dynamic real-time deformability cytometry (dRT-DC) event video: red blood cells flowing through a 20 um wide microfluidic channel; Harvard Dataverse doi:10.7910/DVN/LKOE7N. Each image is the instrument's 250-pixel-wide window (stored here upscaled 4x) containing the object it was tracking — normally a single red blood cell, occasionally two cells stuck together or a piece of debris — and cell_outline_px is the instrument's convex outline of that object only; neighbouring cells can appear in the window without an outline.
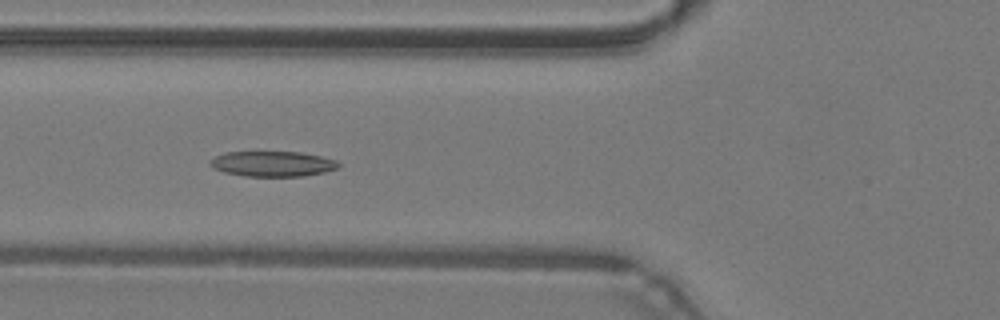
{"species": "common noctule bat (a hibernating species)", "species_latin": "Nyctalus noctula", "temperature_condition": "warm", "stored_images_in_passage": 32, "camera_frame_rate_fps": 3000, "um_per_image_px": 0.085, "animal": {"sex": "male", "body_mass_g": 19.2, "forearm_length_mm": 51.8}, "frame": {"image": 1, "passage_image": 7, "time_ms": 2.0, "image_size_px": [1000, 320], "cell_outline_px": [[340, 168], [324, 172], [300, 176], [244, 176], [224, 172], [212, 168], [208, 164], [216, 156], [224, 152], [300, 152], [320, 156], [336, 160], [340, 164]], "centroid_in_image_um": [23.17, 13.92], "position_along_channel_um": 102.6, "area_um2": 18.9}}
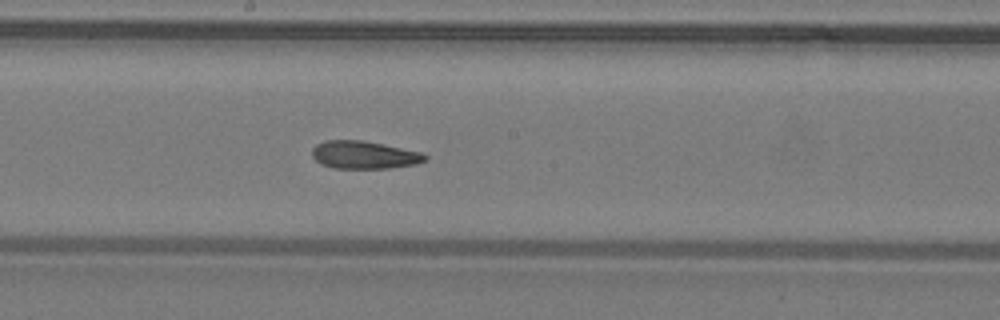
{"frame": {"image": 2, "passage_image": 15, "time_ms": 4.667, "image_size_px": [1000, 320], "cell_outline_px": [[428, 160], [416, 164], [388, 168], [332, 168], [320, 164], [312, 156], [312, 148], [316, 144], [324, 140], [364, 140], [384, 144], [420, 152], [428, 156]], "centroid_in_image_um": [30.93, 13.16], "position_along_channel_um": 217.3, "area_um2": 18.44}}
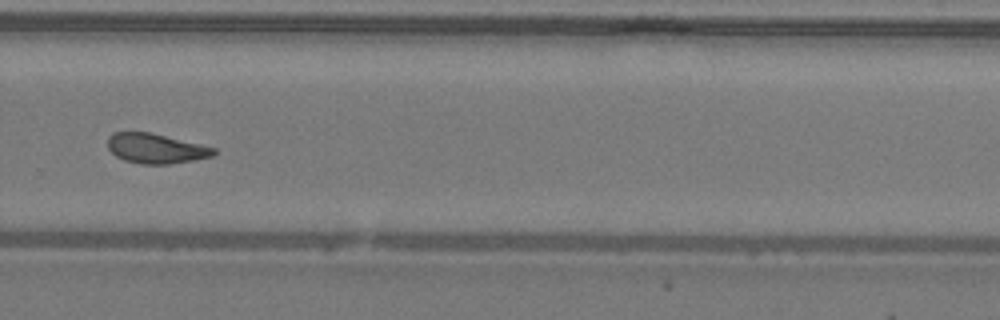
{"frame": {"image": 3, "passage_image": 22, "time_ms": 7.0, "image_size_px": [1000, 320], "cell_outline_px": [[216, 152], [212, 156], [196, 160], [168, 164], [140, 164], [124, 160], [116, 156], [108, 148], [108, 136], [112, 132], [152, 132], [216, 148]], "centroid_in_image_um": [13.24, 12.61], "position_along_channel_um": 316.6, "area_um2": 18.55}, "authors_computed_cell_mechanics": {"area_um2": 18.9584, "velocity_mm_per_s": 4.2848, "shape_relaxation_time_tau1_ms": 9.2359, "shape_relaxation_time_tau2_ms": 2.2356, "deformation_change_tau1": 0.2263, "deformation_change_tau2": 0.0977}}